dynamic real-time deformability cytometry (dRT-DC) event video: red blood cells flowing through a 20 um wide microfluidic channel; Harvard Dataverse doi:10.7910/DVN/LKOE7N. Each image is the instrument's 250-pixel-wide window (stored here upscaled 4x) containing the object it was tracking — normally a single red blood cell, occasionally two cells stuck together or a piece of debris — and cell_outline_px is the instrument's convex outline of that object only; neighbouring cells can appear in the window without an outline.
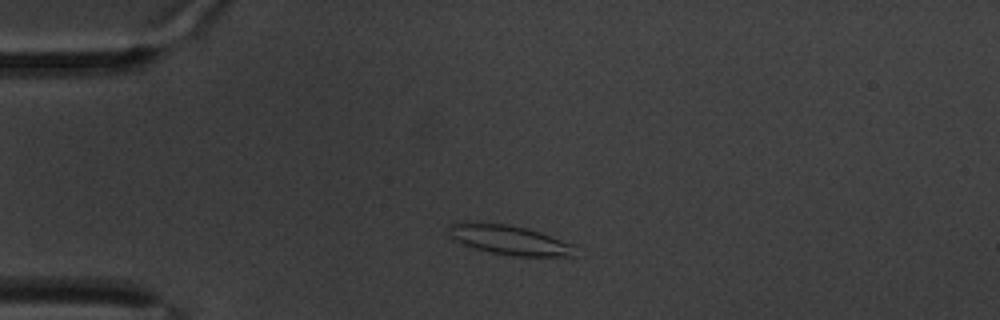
{"species": "common noctule bat (a hibernating species)", "species_latin": "Nyctalus noctula", "temperature_condition": "warm", "stored_images_in_passage": 48, "camera_frame_rate_fps": 3000, "um_per_image_px": 0.085, "animal": {"sex": "male", "body_mass_g": 20.1, "forearm_length_mm": 53.5}, "frame": {"image": 1, "passage_image": 1, "time_ms": 0.0, "image_size_px": [1000, 320], "cell_outline_px": [[576, 256], [512, 256], [492, 252], [476, 248], [464, 244], [456, 240], [452, 236], [448, 228], [456, 220], [468, 220], [504, 224], [524, 228], [540, 232], [572, 244]], "centroid_in_image_um": [43.24, 20.37], "position_along_channel_um": 41.8, "area_um2": 21.62}}
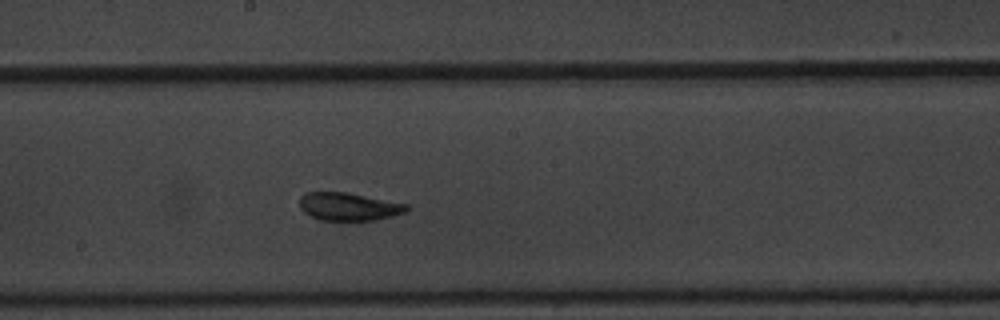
{"frame": {"image": 2, "passage_image": 20, "time_ms": 6.333, "image_size_px": [1000, 320], "cell_outline_px": [[408, 208], [404, 212], [392, 216], [376, 220], [320, 220], [304, 212], [300, 208], [300, 196], [304, 192], [344, 192], [408, 204]], "centroid_in_image_um": [29.61, 17.56], "position_along_channel_um": 218.6, "area_um2": 17.22}}
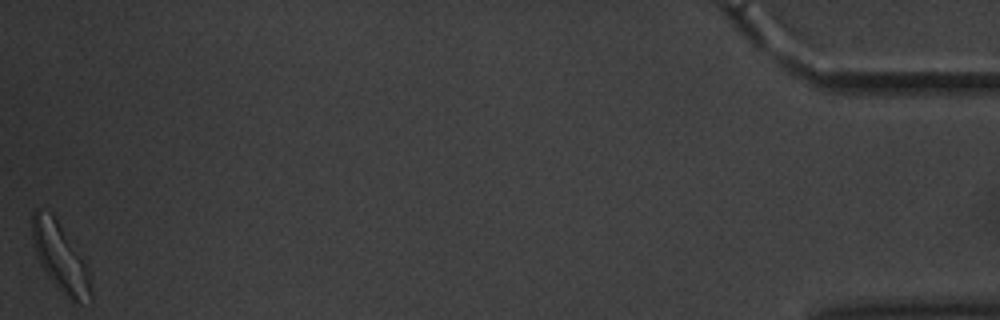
{"frame": {"image": 3, "passage_image": 48, "time_ms": 15.667, "image_size_px": [1000, 320], "cell_outline_px": [[92, 300], [80, 304], [72, 304], [52, 280], [36, 256], [32, 244], [32, 212], [36, 208], [52, 212], [84, 260], [92, 292]], "centroid_in_image_um": [5.11, 21.88], "position_along_channel_um": 430.1, "area_um2": 23.29}, "authors_computed_cell_mechanics": {"area_um2": 17.3978, "velocity_mm_per_s": 3.242, "shape_relaxation_time_tau1_ms": 4.615, "shape_relaxation_time_tau2_ms": 2.5131, "deformation_change_tau1": 0.1408, "deformation_change_tau2": 0.0942}}